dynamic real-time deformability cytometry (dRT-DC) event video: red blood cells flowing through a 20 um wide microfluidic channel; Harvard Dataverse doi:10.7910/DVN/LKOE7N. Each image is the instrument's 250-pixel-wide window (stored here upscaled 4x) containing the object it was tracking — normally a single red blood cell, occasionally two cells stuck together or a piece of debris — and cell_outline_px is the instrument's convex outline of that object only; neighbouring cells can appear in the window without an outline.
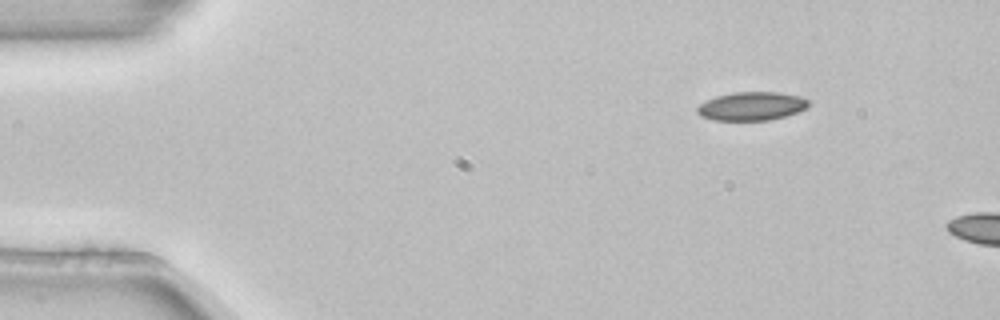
{"species": "common noctule bat (a hibernating species)", "species_latin": "Nyctalus noctula", "temperature_condition": "room temperature", "stored_images_in_passage": 2, "camera_frame_rate_fps": 3000, "um_per_image_px": 0.085, "animal": {"sex": "female", "body_mass_g": 22.7, "forearm_length_mm": 54.2}, "frame": {"image": 1, "passage_image": 1, "time_ms": 0.0, "image_size_px": [1000, 320], "cell_outline_px": [[808, 108], [784, 116], [768, 120], [712, 120], [700, 116], [696, 112], [696, 108], [700, 104], [716, 96], [736, 92], [776, 92], [800, 96], [808, 100]], "centroid_in_image_um": [63.86, 9.02], "position_along_channel_um": 21.1, "area_um2": 18.38}}